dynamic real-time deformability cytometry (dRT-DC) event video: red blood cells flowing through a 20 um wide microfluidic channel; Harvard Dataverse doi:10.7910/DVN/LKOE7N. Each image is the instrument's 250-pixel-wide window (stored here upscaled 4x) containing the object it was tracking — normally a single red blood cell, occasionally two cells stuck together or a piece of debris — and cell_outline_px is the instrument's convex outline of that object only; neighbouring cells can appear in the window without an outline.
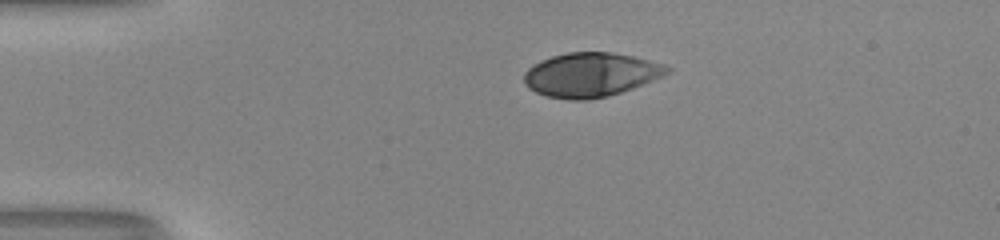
{"species": "human", "species_latin": "Homo sapiens", "temperature_condition": "room temperature", "stored_images_in_passage": 42, "camera_frame_rate_fps": 3000, "um_per_image_px": 0.085, "donor": {"sex": "male"}, "frame": {"image": 1, "passage_image": 1, "time_ms": 0.0, "image_size_px": [1000, 240], "cell_outline_px": [[672, 68], [668, 72], [652, 80], [632, 88], [608, 96], [588, 100], [568, 100], [548, 96], [536, 92], [528, 88], [524, 84], [524, 72], [528, 68], [540, 60], [552, 56], [568, 52], [612, 52], [632, 56], [664, 64]], "centroid_in_image_um": [50.17, 6.35], "position_along_channel_um": 34.8, "area_um2": 36.65}}
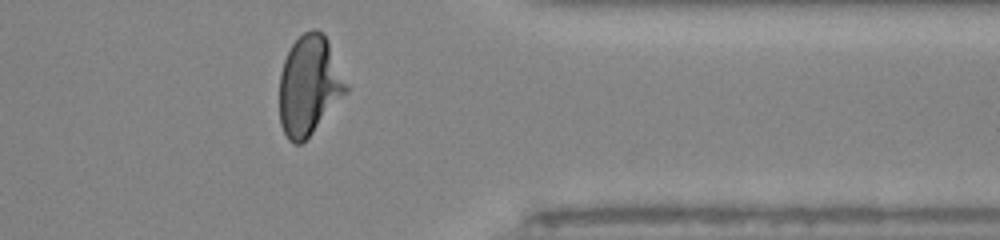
{"frame": {"image": 2, "passage_image": 32, "time_ms": 10.333, "image_size_px": [1000, 240], "cell_outline_px": [[348, 92], [312, 132], [300, 144], [292, 144], [288, 140], [280, 124], [280, 72], [284, 60], [292, 44], [304, 32], [312, 28], [316, 28], [324, 32], [328, 40], [348, 84]], "centroid_in_image_um": [26.29, 7.24], "position_along_channel_um": 385.1, "area_um2": 38.67}}
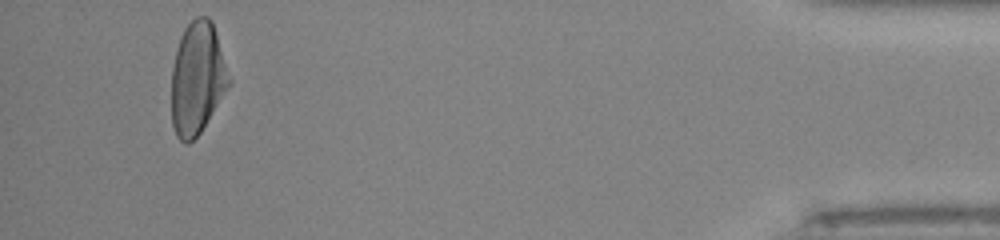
{"frame": {"image": 3, "passage_image": 39, "time_ms": 12.667, "image_size_px": [1000, 240], "cell_outline_px": [[232, 80], [200, 132], [188, 144], [184, 144], [176, 136], [172, 124], [172, 68], [180, 36], [184, 28], [196, 16], [208, 16], [212, 20]], "centroid_in_image_um": [16.77, 6.63], "position_along_channel_um": 418.4, "area_um2": 37.51}, "authors_computed_cell_mechanics": {"area_um2": 38.4081, "velocity_mm_per_s": 4.0242, "shape_relaxation_time_tau1_ms": 3.4818, "shape_relaxation_time_tau2_ms": null, "deformation_change_tau1": 0.2018, "deformation_change_tau2": null}}